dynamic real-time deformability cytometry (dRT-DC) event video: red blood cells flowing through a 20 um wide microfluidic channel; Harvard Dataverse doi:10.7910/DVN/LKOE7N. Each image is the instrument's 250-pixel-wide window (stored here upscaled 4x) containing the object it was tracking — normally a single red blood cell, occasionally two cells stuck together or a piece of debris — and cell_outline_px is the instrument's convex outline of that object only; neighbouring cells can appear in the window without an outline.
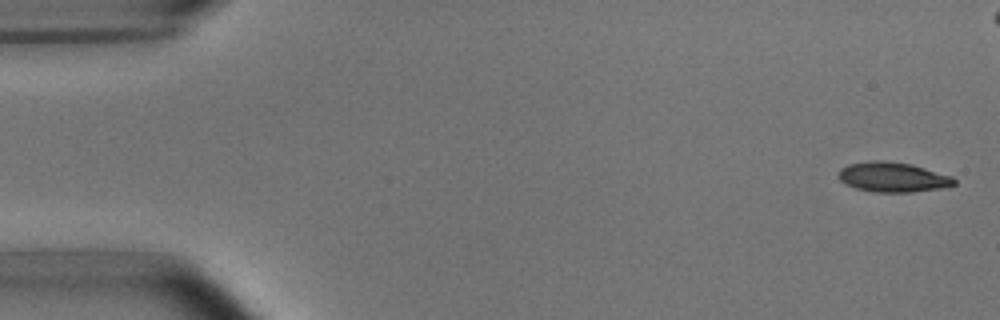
{"species": "common noctule bat (a hibernating species)", "species_latin": "Nyctalus noctula", "temperature_condition": "room temperature", "stored_images_in_passage": 5, "camera_frame_rate_fps": 3000, "um_per_image_px": 0.085, "animal": {"sex": "male", "body_mass_g": 15.6}, "frame": {"image": 1, "passage_image": 1, "time_ms": 0.0, "image_size_px": [1000, 320], "cell_outline_px": [[956, 184], [944, 188], [912, 192], [876, 192], [856, 188], [840, 180], [836, 176], [840, 168], [848, 164], [872, 160], [880, 160], [912, 164], [952, 176], [956, 180]], "centroid_in_image_um": [75.9, 15.05], "position_along_channel_um": 9.1, "area_um2": 20.23}}